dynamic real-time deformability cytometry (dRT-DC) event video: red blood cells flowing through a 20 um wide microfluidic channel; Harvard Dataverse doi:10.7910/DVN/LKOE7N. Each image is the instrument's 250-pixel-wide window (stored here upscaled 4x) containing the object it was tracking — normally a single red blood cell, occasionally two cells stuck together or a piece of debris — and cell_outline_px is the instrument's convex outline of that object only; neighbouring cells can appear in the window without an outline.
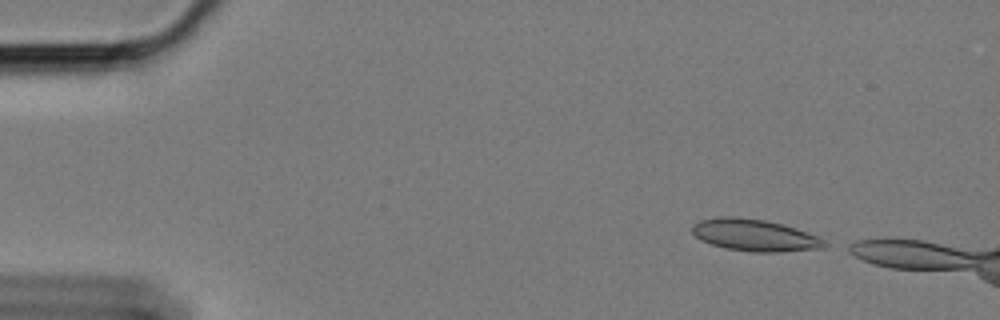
{"species": "Egyptian fruit bat (a non-hibernating species)", "species_latin": "Rousettus aegyptiacus", "temperature_condition": "cold", "stored_images_in_passage": 8, "camera_frame_rate_fps": 3000, "um_per_image_px": 0.085, "animal": {"sex": "female"}, "frame": {"image": 1, "passage_image": 1, "time_ms": 0.0, "image_size_px": [1000, 320], "cell_outline_px": [[832, 244], [824, 248], [780, 252], [752, 252], [724, 248], [700, 240], [692, 232], [692, 224], [700, 220], [720, 216], [736, 216], [764, 220], [796, 228], [816, 236]], "centroid_in_image_um": [64.15, 19.99], "position_along_channel_um": 20.9, "area_um2": 24.74}}